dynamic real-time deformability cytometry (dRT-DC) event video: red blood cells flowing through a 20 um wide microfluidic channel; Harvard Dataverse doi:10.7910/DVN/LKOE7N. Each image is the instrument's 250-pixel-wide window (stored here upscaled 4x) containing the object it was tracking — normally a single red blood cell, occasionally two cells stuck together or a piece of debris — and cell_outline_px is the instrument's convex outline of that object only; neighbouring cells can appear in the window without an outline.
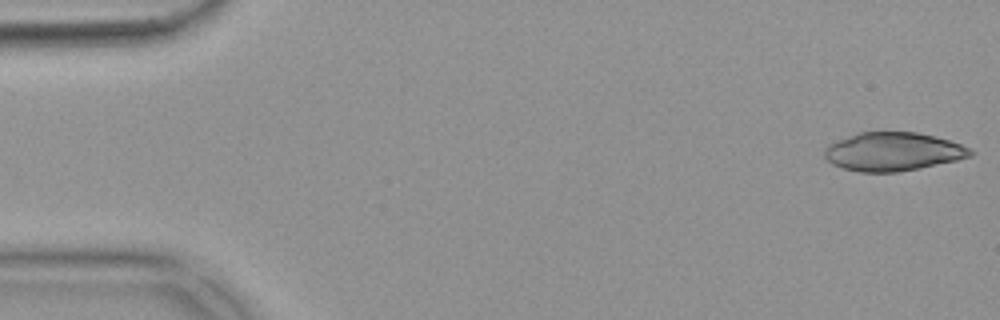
{"species": "common noctule bat (a hibernating species)", "species_latin": "Nyctalus noctula", "temperature_condition": "warm", "stored_images_in_passage": 51, "camera_frame_rate_fps": 3000, "um_per_image_px": 0.085, "animal": {"sex": "female", "body_mass_g": 18.4}, "frame": {"image": 1, "passage_image": 1, "time_ms": 0.0, "image_size_px": [1000, 320], "cell_outline_px": [[976, 152], [972, 156], [956, 160], [920, 168], [896, 172], [860, 172], [844, 168], [832, 164], [824, 156], [824, 148], [828, 144], [836, 140], [860, 132], [916, 132], [948, 140], [972, 148]], "centroid_in_image_um": [75.9, 12.89], "position_along_channel_um": 9.1, "area_um2": 32.71}}
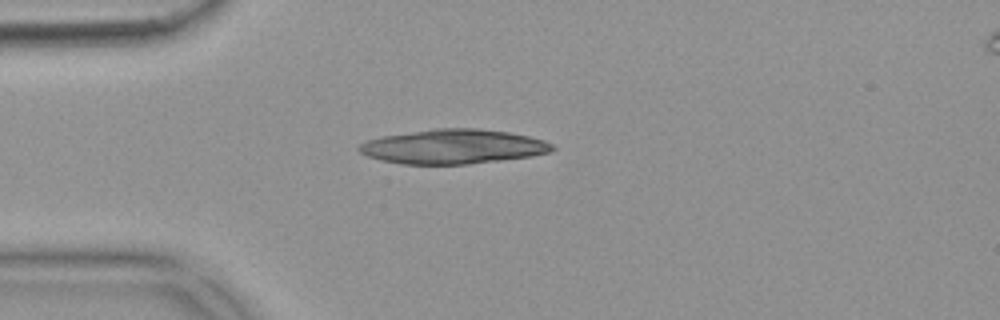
{"frame": {"image": 2, "passage_image": 13, "time_ms": 4.0, "image_size_px": [1000, 320], "cell_outline_px": [[556, 148], [548, 152], [532, 156], [468, 164], [400, 164], [380, 160], [368, 156], [360, 152], [356, 148], [360, 144], [368, 140], [380, 136], [436, 128], [480, 128], [508, 132], [528, 136], [544, 140], [552, 144]], "centroid_in_image_um": [38.49, 12.46], "position_along_channel_um": 46.5, "area_um2": 38.84}}